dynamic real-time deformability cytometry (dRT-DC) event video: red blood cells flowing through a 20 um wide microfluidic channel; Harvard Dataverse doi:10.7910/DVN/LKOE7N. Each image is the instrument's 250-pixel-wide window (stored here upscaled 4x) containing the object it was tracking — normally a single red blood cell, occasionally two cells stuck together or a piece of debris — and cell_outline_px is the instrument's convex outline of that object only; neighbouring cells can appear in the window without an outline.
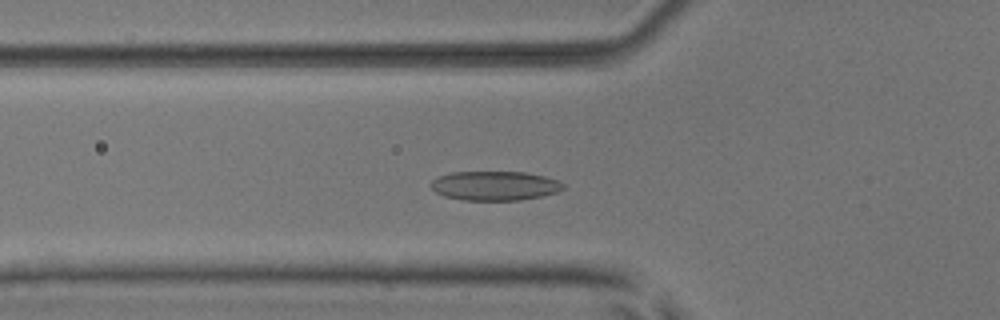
{"species": "common noctule bat (a hibernating species)", "species_latin": "Nyctalus noctula", "temperature_condition": "room temperature", "stored_images_in_passage": 50, "camera_frame_rate_fps": 3000, "um_per_image_px": 0.085, "animal": {"sex": "male", "body_mass_g": 17.9, "forearm_length_mm": 54.2}, "frame": {"image": 1, "passage_image": 16, "time_ms": 5.0, "image_size_px": [1000, 320], "cell_outline_px": [[564, 188], [560, 192], [520, 200], [464, 200], [444, 196], [436, 192], [428, 184], [432, 180], [440, 176], [452, 172], [524, 172], [544, 176], [560, 180], [564, 184]], "centroid_in_image_um": [42.08, 15.79], "position_along_channel_um": 83.7, "area_um2": 22.66}}
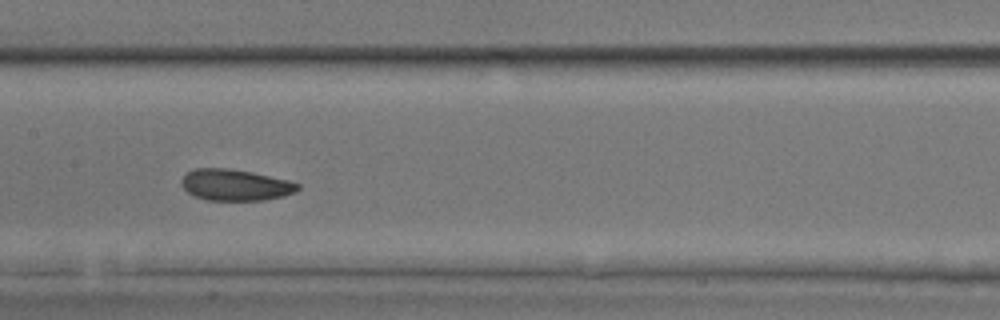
{"frame": {"image": 2, "passage_image": 24, "time_ms": 7.667, "image_size_px": [1000, 320], "cell_outline_px": [[300, 188], [296, 192], [284, 196], [264, 200], [208, 200], [192, 196], [180, 184], [180, 180], [188, 172], [196, 168], [228, 168], [252, 172], [288, 180], [300, 184]], "centroid_in_image_um": [20.0, 15.72], "position_along_channel_um": 187.4, "area_um2": 21.33}}
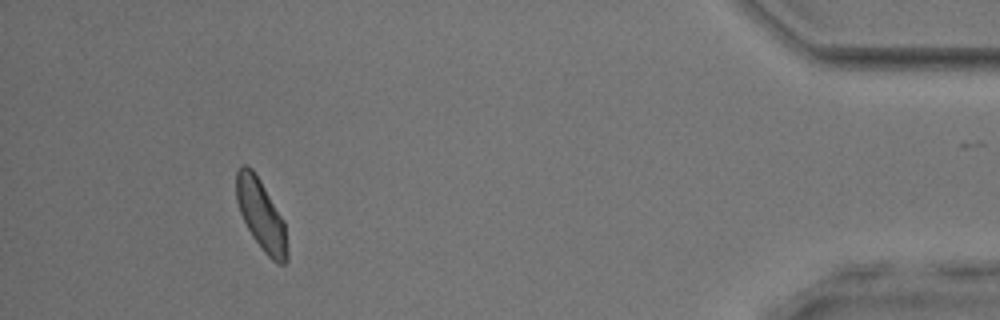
{"frame": {"image": 3, "passage_image": 46, "time_ms": 15.0, "image_size_px": [1000, 320], "cell_outline_px": [[288, 260], [284, 264], [276, 264], [264, 252], [252, 236], [240, 212], [236, 200], [236, 172], [244, 164], [252, 168], [260, 180], [284, 220], [288, 248]], "centroid_in_image_um": [22.21, 18.3], "position_along_channel_um": 413.0, "area_um2": 20.92}, "authors_computed_cell_mechanics": {"area_um2": 21.2704, "velocity_mm_per_s": 3.8944, "shape_relaxation_time_tau1_ms": 2.9732, "shape_relaxation_time_tau2_ms": 2.7988, "deformation_change_tau1": 0.086, "deformation_change_tau2": 0.0797}}